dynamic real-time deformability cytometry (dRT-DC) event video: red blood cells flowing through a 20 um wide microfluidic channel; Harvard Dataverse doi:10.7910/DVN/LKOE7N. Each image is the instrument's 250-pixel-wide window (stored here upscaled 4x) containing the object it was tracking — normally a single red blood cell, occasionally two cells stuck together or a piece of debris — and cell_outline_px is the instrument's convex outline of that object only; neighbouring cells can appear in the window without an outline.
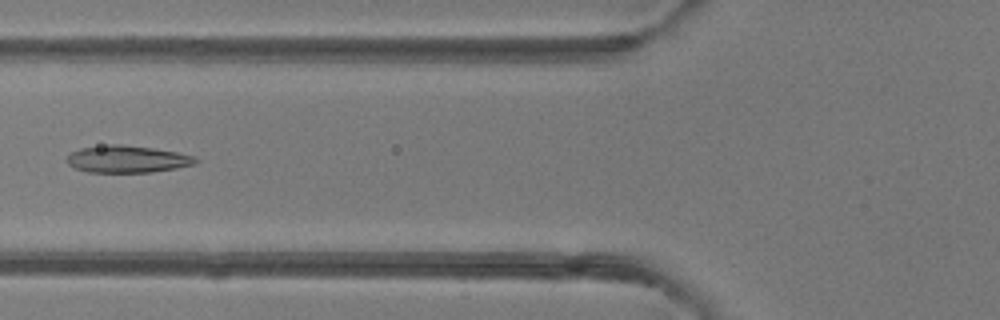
{"species": "common noctule bat (a hibernating species)", "species_latin": "Nyctalus noctula", "temperature_condition": "room temperature", "stored_images_in_passage": 5, "camera_frame_rate_fps": 3000, "um_per_image_px": 0.085, "animal": {"sex": "female"}, "frame": {"image": 1, "passage_image": 3, "time_ms": 2.667, "image_size_px": [1000, 320], "cell_outline_px": [[200, 160], [196, 164], [176, 168], [152, 172], [88, 172], [76, 168], [68, 164], [64, 160], [68, 152], [80, 148], [108, 144], [120, 144], [152, 148], [176, 152], [196, 156]], "centroid_in_image_um": [10.79, 13.52], "position_along_channel_um": 115.0, "area_um2": 20.58}}
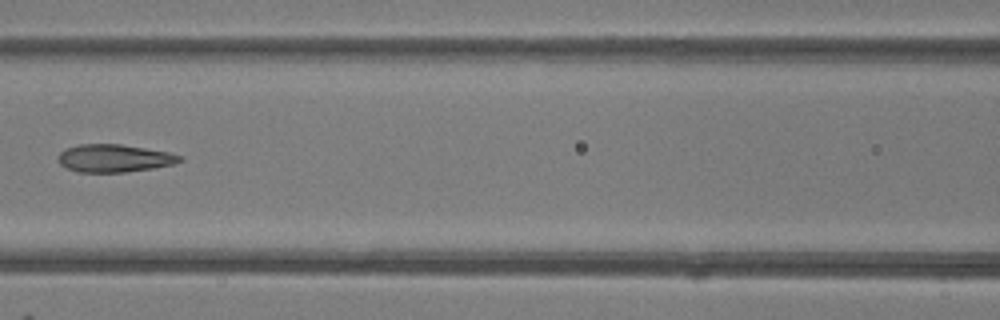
{"frame": {"image": 2, "passage_image": 4, "time_ms": 3.667, "image_size_px": [1000, 320], "cell_outline_px": [[184, 160], [172, 164], [152, 168], [124, 172], [76, 172], [60, 164], [56, 156], [60, 152], [68, 148], [80, 144], [120, 144], [168, 152], [184, 156]], "centroid_in_image_um": [9.7, 13.45], "position_along_channel_um": 156.9, "area_um2": 19.59}}
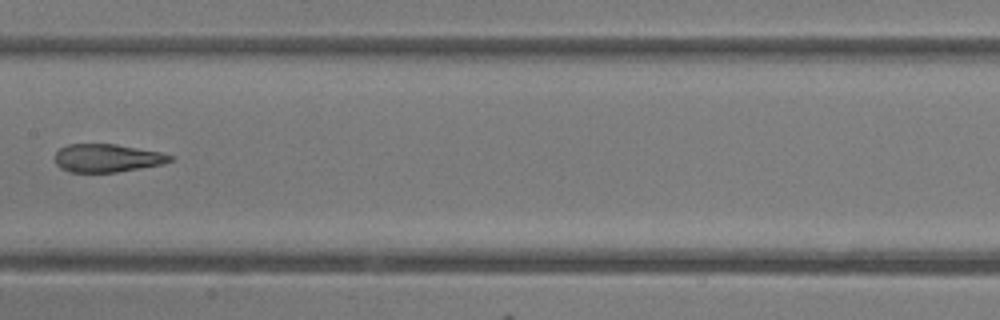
{"frame": {"image": 3, "passage_image": 5, "time_ms": 4.667, "image_size_px": [1000, 320], "cell_outline_px": [[176, 156], [172, 160], [164, 164], [116, 172], [72, 172], [60, 168], [56, 164], [56, 152], [60, 148], [68, 144], [116, 144], [160, 152]], "centroid_in_image_um": [9.13, 13.43], "position_along_channel_um": 198.3, "area_um2": 18.84}}